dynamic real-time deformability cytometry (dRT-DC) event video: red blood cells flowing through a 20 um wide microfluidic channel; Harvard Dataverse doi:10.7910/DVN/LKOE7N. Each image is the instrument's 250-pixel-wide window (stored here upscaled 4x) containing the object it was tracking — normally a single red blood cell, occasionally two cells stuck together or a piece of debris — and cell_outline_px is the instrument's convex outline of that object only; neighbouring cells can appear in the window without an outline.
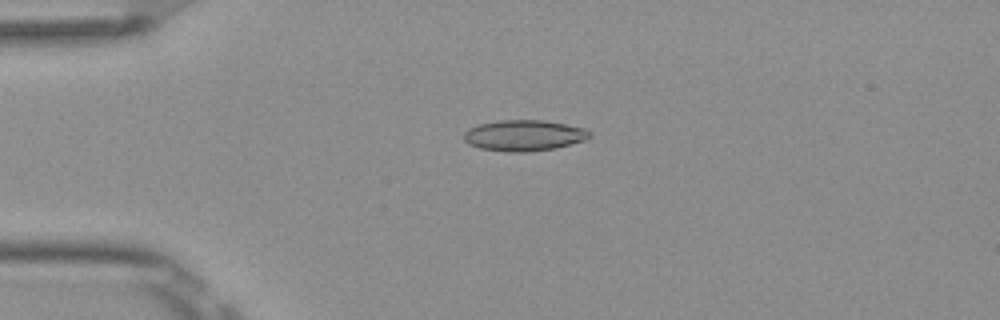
{"species": "Egyptian fruit bat (a non-hibernating species)", "species_latin": "Rousettus aegyptiacus", "temperature_condition": "room temperature", "stored_images_in_passage": 5, "camera_frame_rate_fps": 3000, "um_per_image_px": 0.085, "frame": {"image": 1, "passage_image": 4, "time_ms": 1.0, "image_size_px": [1000, 320], "cell_outline_px": [[592, 136], [584, 140], [556, 148], [528, 152], [504, 152], [480, 148], [468, 144], [464, 140], [464, 132], [468, 128], [480, 124], [500, 120], [544, 120], [584, 128], [592, 132]], "centroid_in_image_um": [44.53, 11.52], "position_along_channel_um": 40.5, "area_um2": 22.77}}